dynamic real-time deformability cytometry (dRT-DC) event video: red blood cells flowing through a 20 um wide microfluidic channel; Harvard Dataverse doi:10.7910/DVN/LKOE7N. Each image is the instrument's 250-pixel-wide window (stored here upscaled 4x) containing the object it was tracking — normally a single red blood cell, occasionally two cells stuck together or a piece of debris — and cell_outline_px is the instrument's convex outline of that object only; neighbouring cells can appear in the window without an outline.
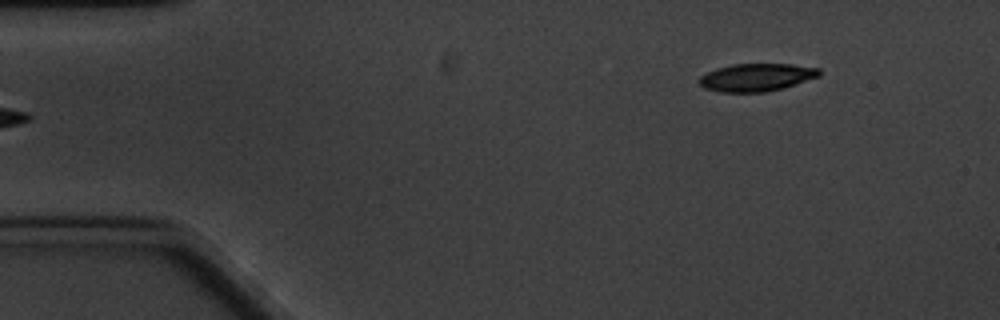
{"species": "common noctule bat (a hibernating species)", "species_latin": "Nyctalus noctula", "temperature_condition": "cold", "stored_images_in_passage": 3, "segment_of_instrument_passage": [2, 2], "camera_frame_rate_fps": 3000, "um_per_image_px": 0.085, "animal": {"sex": "male", "body_mass_g": 20.1, "forearm_length_mm": 53.5}, "frame": {"image": 1, "passage_image": 3, "time_ms": 3.333, "image_size_px": [1000, 320], "cell_outline_px": [[820, 76], [780, 88], [764, 92], [720, 92], [704, 88], [696, 80], [700, 76], [716, 68], [732, 64], [792, 64], [820, 68]], "centroid_in_image_um": [64.26, 6.56], "position_along_channel_um": 20.7, "area_um2": 19.31}}